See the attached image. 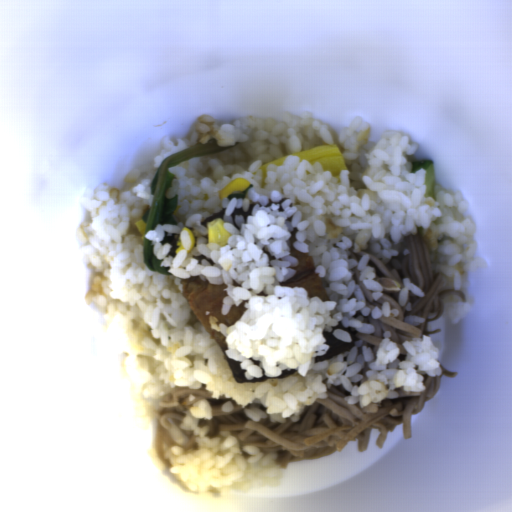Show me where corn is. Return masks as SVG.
<instances>
[{
	"mask_svg": "<svg viewBox=\"0 0 512 512\" xmlns=\"http://www.w3.org/2000/svg\"><path fill=\"white\" fill-rule=\"evenodd\" d=\"M251 185V182L244 177H239L233 180H230L220 191H219V197L220 199L227 198L229 195H231L233 192L236 191H244L247 188H249Z\"/></svg>",
	"mask_w": 512,
	"mask_h": 512,
	"instance_id": "corn-2",
	"label": "corn"
},
{
	"mask_svg": "<svg viewBox=\"0 0 512 512\" xmlns=\"http://www.w3.org/2000/svg\"><path fill=\"white\" fill-rule=\"evenodd\" d=\"M182 230L184 232H187L189 235L190 244H189V248L186 251L188 254L195 247V236H194L192 230H190L188 227H183Z\"/></svg>",
	"mask_w": 512,
	"mask_h": 512,
	"instance_id": "corn-3",
	"label": "corn"
},
{
	"mask_svg": "<svg viewBox=\"0 0 512 512\" xmlns=\"http://www.w3.org/2000/svg\"><path fill=\"white\" fill-rule=\"evenodd\" d=\"M206 228L208 232L207 244H216L222 248L228 245V238L233 236L224 228V220L221 218L206 223Z\"/></svg>",
	"mask_w": 512,
	"mask_h": 512,
	"instance_id": "corn-1",
	"label": "corn"
}]
</instances>
